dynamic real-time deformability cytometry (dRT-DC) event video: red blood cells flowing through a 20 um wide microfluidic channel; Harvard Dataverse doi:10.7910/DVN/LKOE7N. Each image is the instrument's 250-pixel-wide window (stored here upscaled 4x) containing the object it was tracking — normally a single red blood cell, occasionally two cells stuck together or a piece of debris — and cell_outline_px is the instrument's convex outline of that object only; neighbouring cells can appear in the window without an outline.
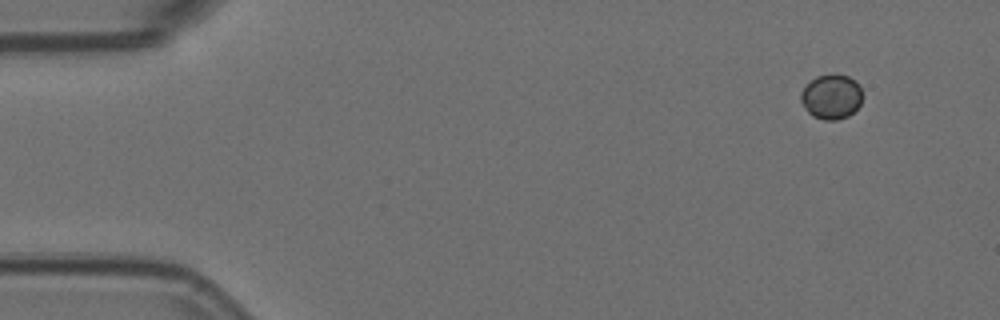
{"species": "Egyptian fruit bat (a non-hibernating species)", "species_latin": "Rousettus aegyptiacus", "temperature_condition": "room temperature", "stored_images_in_passage": 6, "segment_of_instrument_passage": [2, 2], "camera_frame_rate_fps": 3000, "um_per_image_px": 0.085, "animal": {"sex": "female"}, "frame": {"image": 1, "passage_image": 6, "time_ms": 1.667, "image_size_px": [1000, 320], "cell_outline_px": [[860, 104], [848, 116], [836, 120], [824, 120], [812, 116], [804, 108], [800, 100], [800, 92], [816, 76], [848, 76], [856, 80], [860, 88]], "centroid_in_image_um": [70.63, 8.25], "position_along_channel_um": 14.4, "area_um2": 15.66}}